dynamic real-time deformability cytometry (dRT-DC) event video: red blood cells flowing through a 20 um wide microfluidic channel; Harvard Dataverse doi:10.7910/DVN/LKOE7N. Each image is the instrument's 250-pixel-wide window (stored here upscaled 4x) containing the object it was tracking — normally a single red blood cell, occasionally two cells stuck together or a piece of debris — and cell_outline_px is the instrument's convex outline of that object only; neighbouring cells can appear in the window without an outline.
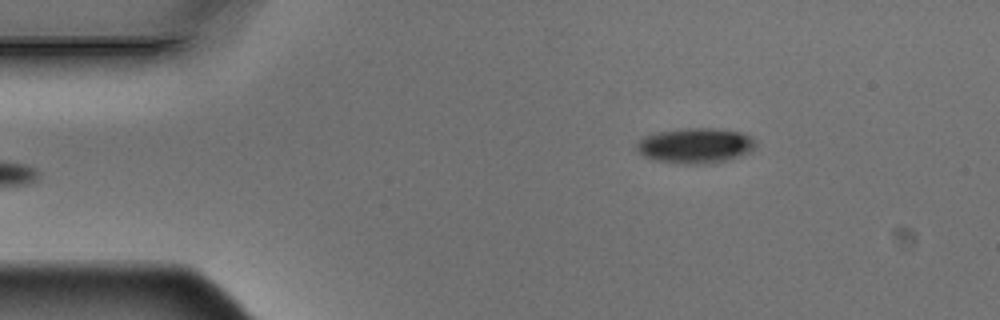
{"species": "Egyptian fruit bat (a non-hibernating species)", "species_latin": "Rousettus aegyptiacus", "temperature_condition": "warm", "stored_images_in_passage": 5, "camera_frame_rate_fps": 3000, "um_per_image_px": 0.085, "animal": {"sex": "male"}, "frame": {"image": 1, "passage_image": 5, "time_ms": 1.333, "image_size_px": [1000, 320], "cell_outline_px": [[756, 148], [740, 156], [728, 160], [708, 164], [680, 164], [652, 160], [636, 152], [636, 144], [644, 136], [660, 132], [680, 128], [716, 128], [740, 132], [748, 136], [756, 144]], "centroid_in_image_um": [59.07, 12.39], "position_along_channel_um": 25.9, "area_um2": 24.62}}